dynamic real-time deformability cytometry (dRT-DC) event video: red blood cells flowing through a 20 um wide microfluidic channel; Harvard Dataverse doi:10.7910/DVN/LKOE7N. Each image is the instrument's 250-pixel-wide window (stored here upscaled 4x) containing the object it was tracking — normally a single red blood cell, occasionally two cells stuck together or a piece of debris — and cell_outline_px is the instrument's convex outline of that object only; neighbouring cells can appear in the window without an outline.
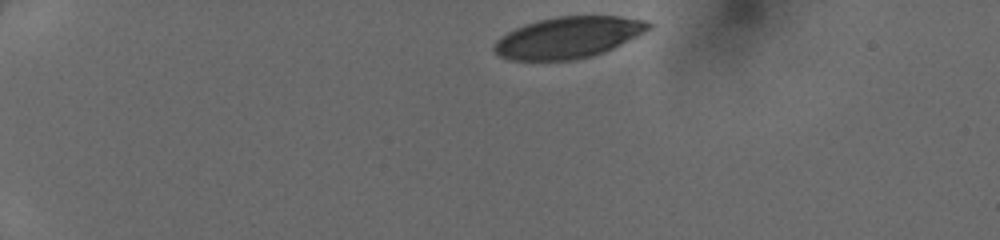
{"species": "human", "species_latin": "Homo sapiens", "temperature_condition": "cold", "stored_images_in_passage": 37, "camera_frame_rate_fps": 3000, "um_per_image_px": 0.085, "donor": {"sex": "female"}, "frame": {"image": 1, "passage_image": 1, "time_ms": 0.0, "image_size_px": [1000, 240], "cell_outline_px": [[652, 28], [604, 52], [592, 56], [576, 60], [508, 60], [500, 56], [492, 48], [496, 40], [500, 36], [524, 24], [536, 20], [556, 16], [620, 16], [648, 20], [652, 24]], "centroid_in_image_um": [48.29, 3.18], "position_along_channel_um": 36.7, "area_um2": 37.34}}
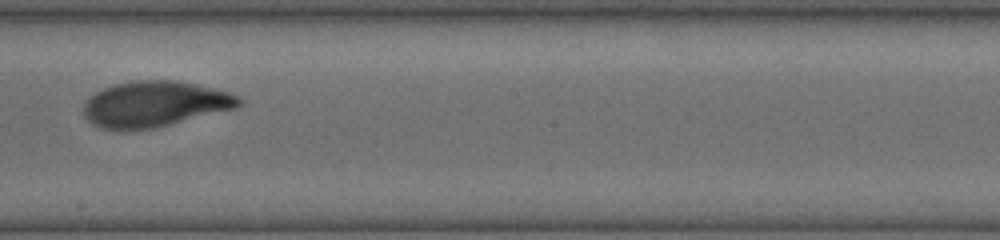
{"frame": {"image": 2, "passage_image": 21, "time_ms": 6.667, "image_size_px": [1000, 240], "cell_outline_px": [[244, 100], [236, 108], [156, 128], [120, 132], [100, 128], [92, 124], [84, 116], [84, 100], [88, 96], [104, 88], [116, 84], [136, 80], [176, 80], [196, 84], [228, 92], [240, 96]], "centroid_in_image_um": [13.12, 8.87], "position_along_channel_um": 235.1, "area_um2": 41.96}}
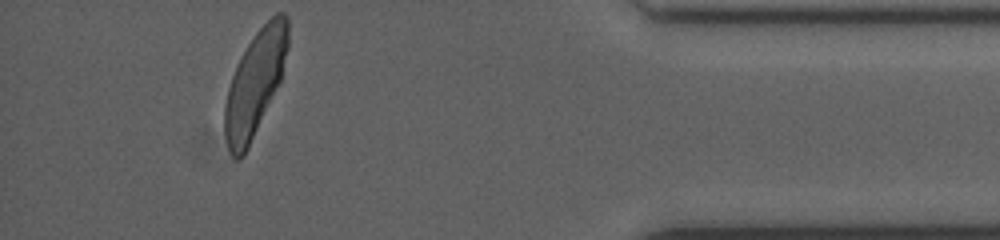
{"frame": {"image": 3, "passage_image": 36, "time_ms": 11.667, "image_size_px": [1000, 240], "cell_outline_px": [[288, 48], [280, 80], [248, 148], [244, 156], [236, 160], [232, 156], [228, 148], [224, 132], [224, 104], [228, 88], [232, 76], [248, 44], [256, 32], [276, 12], [284, 12], [288, 16]], "centroid_in_image_um": [21.67, 7.09], "position_along_channel_um": 413.5, "area_um2": 38.03}}